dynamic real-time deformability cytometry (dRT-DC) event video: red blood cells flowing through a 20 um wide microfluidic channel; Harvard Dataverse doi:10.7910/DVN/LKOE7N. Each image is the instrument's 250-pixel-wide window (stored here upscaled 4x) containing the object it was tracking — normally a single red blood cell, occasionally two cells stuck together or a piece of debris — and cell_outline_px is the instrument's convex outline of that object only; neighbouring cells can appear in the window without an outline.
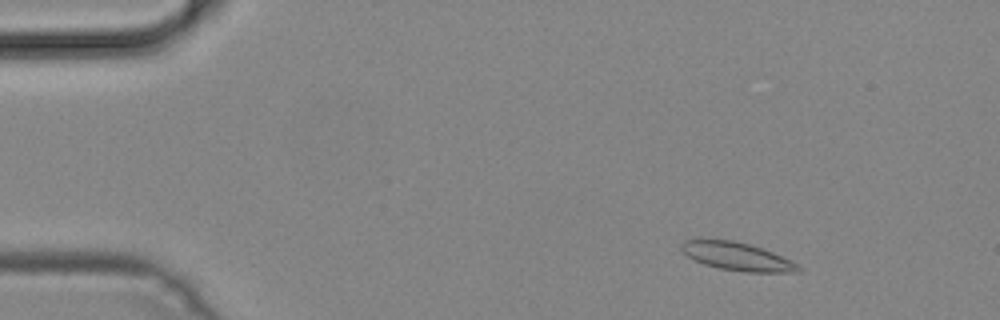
{"species": "common noctule bat (a hibernating species)", "species_latin": "Nyctalus noctula", "temperature_condition": "cold", "stored_images_in_passage": 50, "camera_frame_rate_fps": 3000, "um_per_image_px": 0.085, "animal": {"sex": "male", "body_mass_g": 19.2, "forearm_length_mm": 51.8}, "frame": {"image": 1, "passage_image": 7, "time_ms": 2.0, "image_size_px": [1000, 320], "cell_outline_px": [[800, 272], [748, 272], [720, 268], [704, 264], [688, 256], [680, 248], [680, 244], [684, 240], [700, 236], [732, 240], [764, 248], [792, 260], [800, 268]], "centroid_in_image_um": [62.59, 21.74], "position_along_channel_um": 22.4, "area_um2": 19.59}}
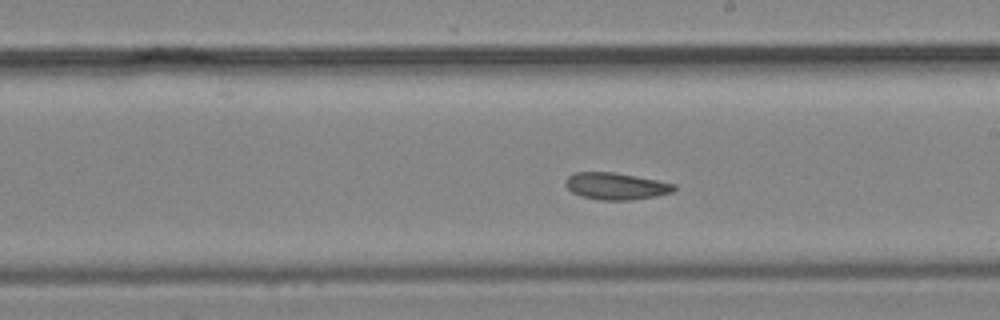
{"frame": {"image": 2, "passage_image": 29, "time_ms": 9.333, "image_size_px": [1000, 320], "cell_outline_px": [[676, 188], [672, 192], [656, 196], [632, 200], [600, 200], [580, 196], [572, 192], [564, 184], [564, 180], [568, 176], [576, 172], [612, 172], [656, 180], [676, 184]], "centroid_in_image_um": [52.33, 15.83], "position_along_channel_um": 236.7, "area_um2": 16.99}}
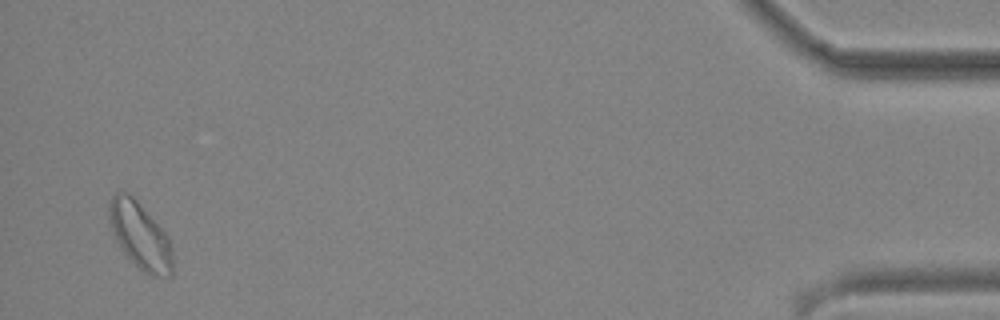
{"frame": {"image": 3, "passage_image": 49, "time_ms": 16.0, "image_size_px": [1000, 320], "cell_outline_px": [[172, 276], [156, 276], [144, 272], [124, 252], [116, 240], [112, 232], [108, 208], [108, 204], [112, 196], [116, 192], [128, 192], [136, 200], [168, 236], [172, 248]], "centroid_in_image_um": [11.91, 20.02], "position_along_channel_um": 423.3, "area_um2": 24.16}}